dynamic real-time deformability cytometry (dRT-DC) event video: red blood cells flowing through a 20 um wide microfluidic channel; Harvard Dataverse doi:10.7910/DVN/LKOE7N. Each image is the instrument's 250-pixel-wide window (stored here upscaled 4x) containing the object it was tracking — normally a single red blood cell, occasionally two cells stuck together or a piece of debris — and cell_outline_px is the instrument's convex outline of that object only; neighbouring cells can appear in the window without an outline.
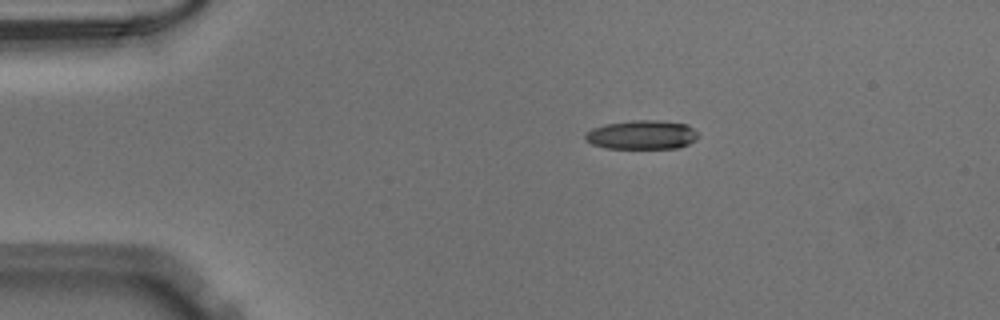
{"species": "Egyptian fruit bat (a non-hibernating species)", "species_latin": "Rousettus aegyptiacus", "temperature_condition": "warm", "stored_images_in_passage": 42, "camera_frame_rate_fps": 3000, "um_per_image_px": 0.085, "animal": {"sex": "male"}, "frame": {"image": 1, "passage_image": 1, "time_ms": 0.0, "image_size_px": [1000, 320], "cell_outline_px": [[700, 136], [696, 140], [680, 148], [604, 148], [592, 144], [584, 140], [584, 132], [592, 128], [604, 124], [632, 120], [660, 120], [688, 124]], "centroid_in_image_um": [54.54, 11.45], "position_along_channel_um": 30.5, "area_um2": 19.42}}
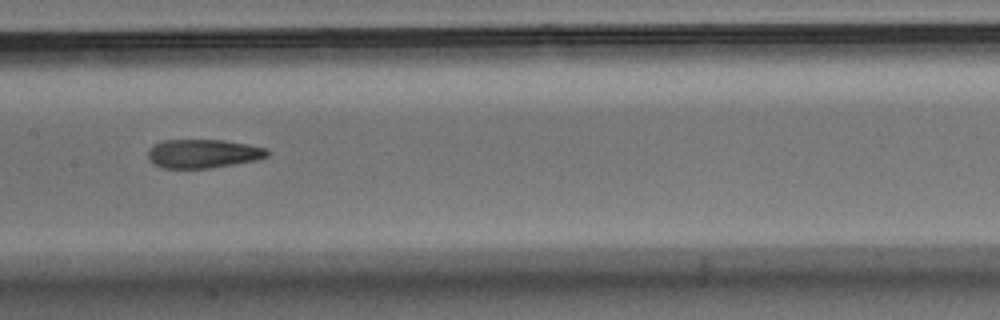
{"frame": {"image": 2, "passage_image": 17, "time_ms": 5.333, "image_size_px": [1000, 320], "cell_outline_px": [[268, 156], [260, 160], [212, 168], [164, 168], [152, 164], [148, 160], [148, 148], [164, 140], [224, 140], [248, 144], [264, 148], [268, 152]], "centroid_in_image_um": [17.26, 13.07], "position_along_channel_um": 190.1, "area_um2": 20.17}}
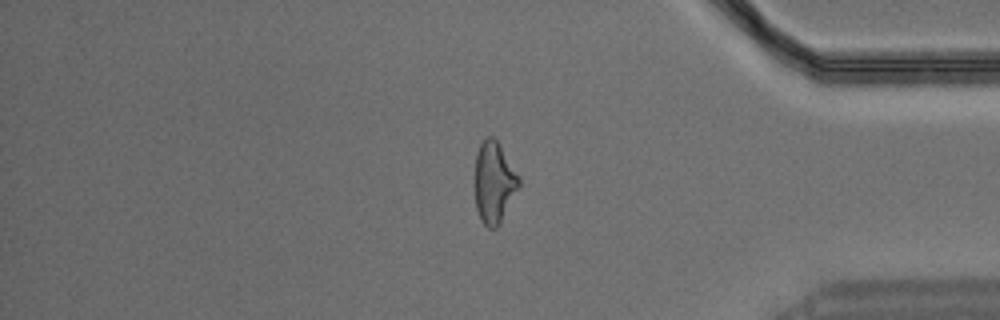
{"frame": {"image": 3, "passage_image": 34, "time_ms": 11.0, "image_size_px": [1000, 320], "cell_outline_px": [[520, 184], [500, 224], [496, 228], [488, 228], [480, 220], [476, 208], [476, 152], [484, 136], [492, 136], [500, 144], [520, 176]], "centroid_in_image_um": [42.01, 15.49], "position_along_channel_um": 393.2, "area_um2": 20.92}}